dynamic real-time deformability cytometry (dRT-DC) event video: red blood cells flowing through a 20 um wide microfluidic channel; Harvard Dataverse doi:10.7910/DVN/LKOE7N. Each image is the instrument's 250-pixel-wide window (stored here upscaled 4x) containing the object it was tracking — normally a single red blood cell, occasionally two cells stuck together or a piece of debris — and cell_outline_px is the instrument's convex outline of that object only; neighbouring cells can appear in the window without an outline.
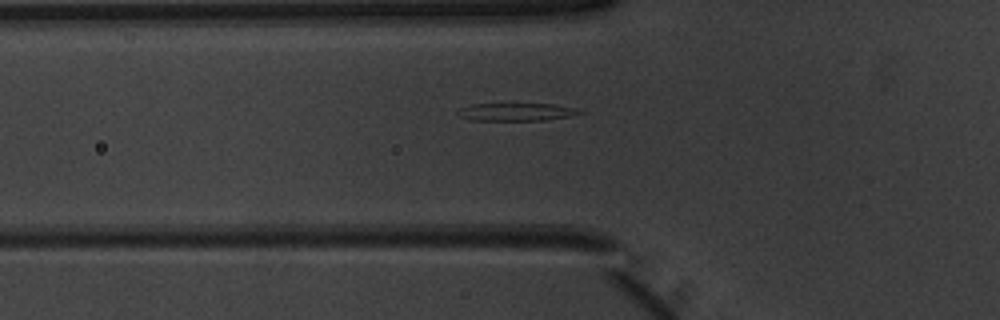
{"species": "common noctule bat (a hibernating species)", "species_latin": "Nyctalus noctula", "temperature_condition": "warm", "stored_images_in_passage": 33, "camera_frame_rate_fps": 3000, "um_per_image_px": 0.085, "animal": {"sex": "male", "body_mass_g": 20.1, "forearm_length_mm": 53.5}, "frame": {"image": 1, "passage_image": 6, "time_ms": 1.667, "image_size_px": [1000, 320], "cell_outline_px": [[584, 112], [572, 116], [544, 120], [472, 120], [460, 116], [456, 112], [460, 108], [472, 104], [552, 104], [576, 108]], "centroid_in_image_um": [43.9, 9.51], "position_along_channel_um": 81.9, "area_um2": 12.48}}
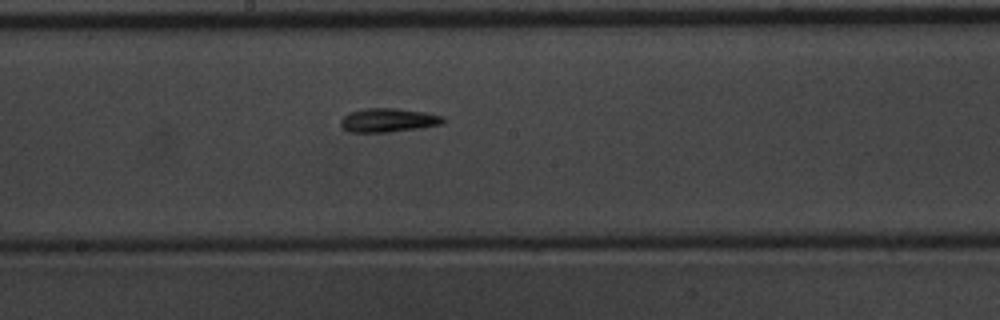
{"frame": {"image": 2, "passage_image": 16, "time_ms": 5.0, "image_size_px": [1000, 320], "cell_outline_px": [[448, 120], [444, 124], [420, 128], [388, 132], [348, 132], [340, 124], [340, 120], [348, 112], [368, 108], [392, 108], [424, 112], [444, 116]], "centroid_in_image_um": [33.04, 10.22], "position_along_channel_um": 215.2, "area_um2": 14.33}}
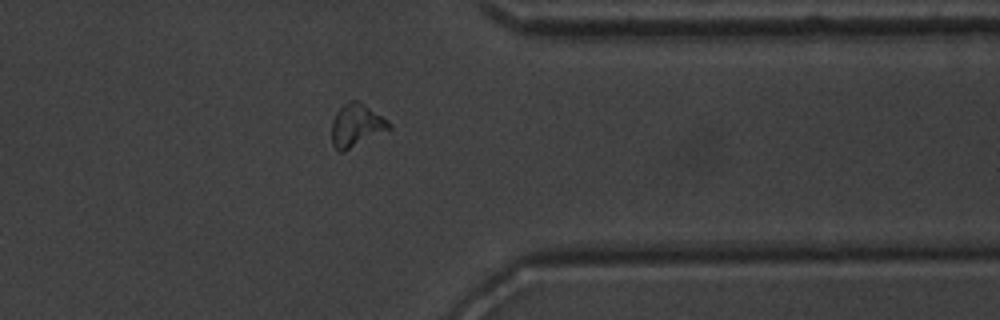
{"frame": {"image": 3, "passage_image": 29, "time_ms": 9.333, "image_size_px": [1000, 320], "cell_outline_px": [[392, 128], [344, 152], [340, 152], [332, 144], [332, 120], [336, 112], [344, 104], [352, 100], [360, 100], [388, 120], [392, 124]], "centroid_in_image_um": [30.31, 10.65], "position_along_channel_um": 381.1, "area_um2": 14.45}, "authors_computed_cell_mechanics": {"area_um2": 13.5252, "velocity_mm_per_s": 3.9697, "shape_relaxation_time_tau1_ms": 3.2614, "shape_relaxation_time_tau2_ms": 5.2494, "deformation_change_tau1": 0.1668, "deformation_change_tau2": 0.1503}}